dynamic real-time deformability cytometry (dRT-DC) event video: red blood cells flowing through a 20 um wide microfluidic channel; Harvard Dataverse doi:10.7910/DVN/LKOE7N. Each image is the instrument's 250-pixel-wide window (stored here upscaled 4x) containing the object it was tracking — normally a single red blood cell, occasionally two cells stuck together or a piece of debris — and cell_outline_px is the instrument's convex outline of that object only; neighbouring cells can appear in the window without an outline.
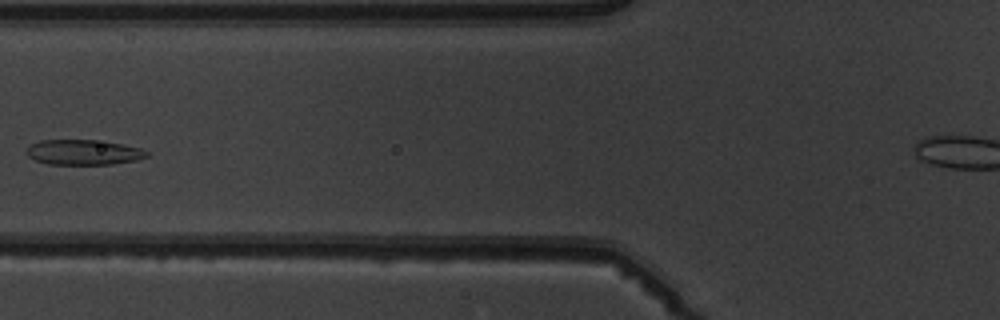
{"species": "common noctule bat (a hibernating species)", "species_latin": "Nyctalus noctula", "temperature_condition": "warm", "stored_images_in_passage": 7, "segment_of_instrument_passage": [1, 2], "camera_frame_rate_fps": 3000, "um_per_image_px": 0.085, "animal": {"sex": "male", "body_mass_g": 19.5, "forearm_length_mm": 54.6}, "frame": {"image": 1, "passage_image": 5, "time_ms": 4.667, "image_size_px": [1000, 320], "cell_outline_px": [[148, 156], [136, 160], [112, 164], [48, 164], [36, 160], [28, 156], [24, 152], [32, 144], [40, 140], [92, 140], [120, 144], [140, 148], [148, 152]], "centroid_in_image_um": [7.07, 12.95], "position_along_channel_um": 118.7, "area_um2": 17.4}}
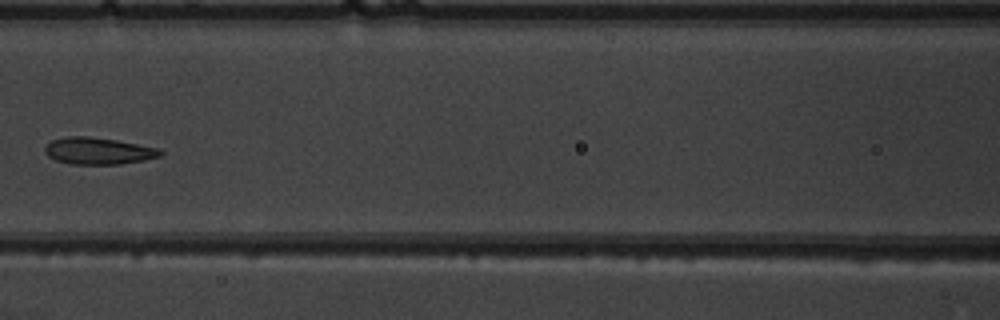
{"frame": {"image": 2, "passage_image": 6, "time_ms": 5.667, "image_size_px": [1000, 320], "cell_outline_px": [[164, 152], [160, 156], [144, 160], [120, 164], [72, 164], [56, 160], [48, 156], [44, 152], [44, 148], [52, 140], [68, 136], [88, 136], [116, 140], [160, 148]], "centroid_in_image_um": [8.37, 12.83], "position_along_channel_um": 158.2, "area_um2": 18.03}}